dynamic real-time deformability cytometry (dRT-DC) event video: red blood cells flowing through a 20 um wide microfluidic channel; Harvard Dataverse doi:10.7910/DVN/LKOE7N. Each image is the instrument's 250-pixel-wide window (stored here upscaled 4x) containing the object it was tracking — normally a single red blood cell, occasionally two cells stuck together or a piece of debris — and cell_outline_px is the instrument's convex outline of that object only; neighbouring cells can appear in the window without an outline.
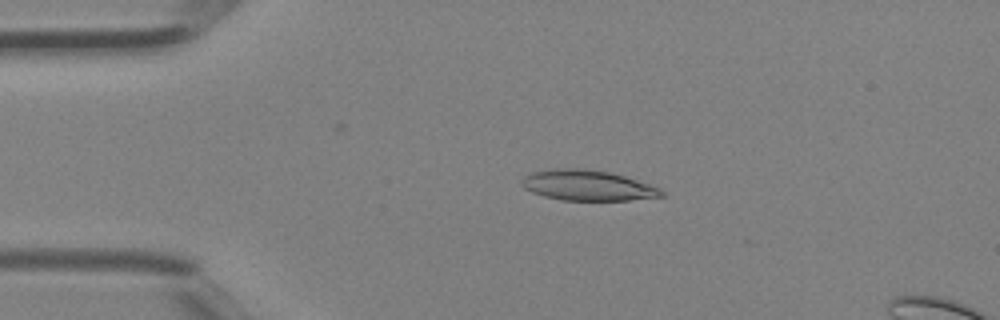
{"species": "Egyptian fruit bat (a non-hibernating species)", "species_latin": "Rousettus aegyptiacus", "temperature_condition": "room temperature", "stored_images_in_passage": 27, "camera_frame_rate_fps": 3000, "um_per_image_px": 0.085, "animal": {"sex": "female"}, "frame": {"image": 1, "passage_image": 2, "time_ms": 0.333, "image_size_px": [1000, 320], "cell_outline_px": [[664, 196], [628, 200], [560, 200], [544, 196], [532, 192], [524, 188], [520, 184], [520, 180], [524, 176], [532, 172], [548, 168], [576, 168], [608, 172], [624, 176], [660, 188], [664, 192]], "centroid_in_image_um": [49.88, 15.75], "position_along_channel_um": 35.1, "area_um2": 24.74}}
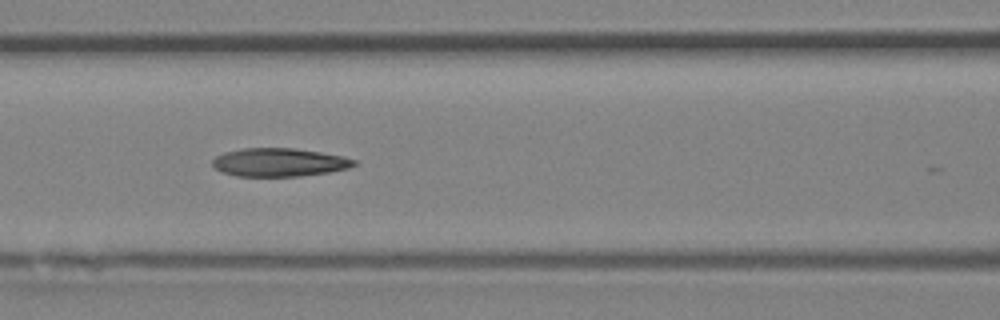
{"frame": {"image": 2, "passage_image": 11, "time_ms": 3.333, "image_size_px": [1000, 320], "cell_outline_px": [[356, 164], [348, 168], [328, 172], [300, 176], [236, 176], [224, 172], [216, 168], [212, 164], [212, 160], [216, 156], [224, 152], [244, 148], [292, 148], [320, 152], [344, 156], [356, 160]], "centroid_in_image_um": [23.74, 13.79], "position_along_channel_um": 142.9, "area_um2": 23.24}}
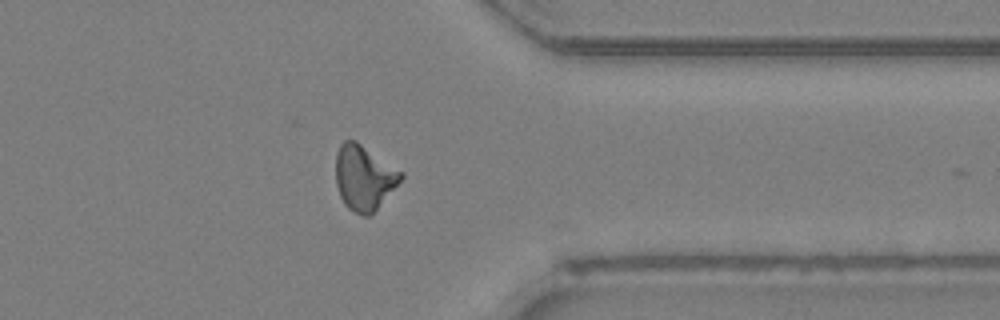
{"frame": {"image": 3, "passage_image": 26, "time_ms": 8.333, "image_size_px": [1000, 320], "cell_outline_px": [[404, 176], [376, 208], [368, 216], [364, 216], [352, 212], [344, 204], [340, 196], [336, 184], [336, 152], [340, 144], [344, 140], [356, 140], [404, 172]], "centroid_in_image_um": [30.92, 15.07], "position_along_channel_um": 380.5, "area_um2": 24.57}}